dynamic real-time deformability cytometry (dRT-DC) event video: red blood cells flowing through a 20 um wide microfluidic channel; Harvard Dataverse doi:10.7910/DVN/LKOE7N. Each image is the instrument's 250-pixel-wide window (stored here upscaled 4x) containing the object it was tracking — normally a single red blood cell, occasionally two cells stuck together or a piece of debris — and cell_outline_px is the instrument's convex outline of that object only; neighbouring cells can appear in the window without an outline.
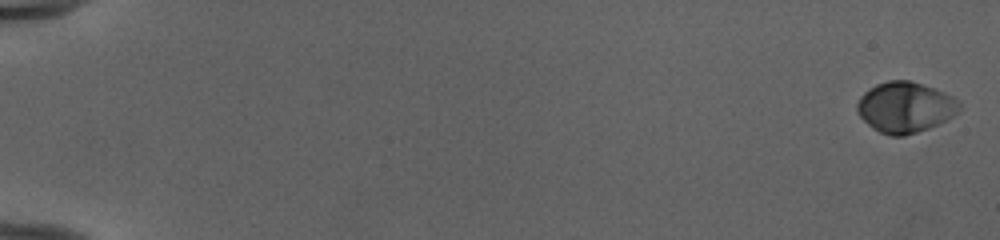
{"species": "human", "species_latin": "Homo sapiens", "temperature_condition": "cold", "stored_images_in_passage": 53, "camera_frame_rate_fps": 3000, "um_per_image_px": 0.085, "donor": {"sex": "female"}, "frame": {"image": 1, "passage_image": 1, "time_ms": 0.0, "image_size_px": [1000, 240], "cell_outline_px": [[960, 112], [928, 128], [904, 136], [892, 136], [880, 132], [868, 124], [856, 112], [856, 104], [860, 96], [868, 88], [876, 84], [888, 80], [908, 80], [944, 92], [952, 96], [960, 104]], "centroid_in_image_um": [76.9, 9.11], "position_along_channel_um": 8.1, "area_um2": 29.94}}
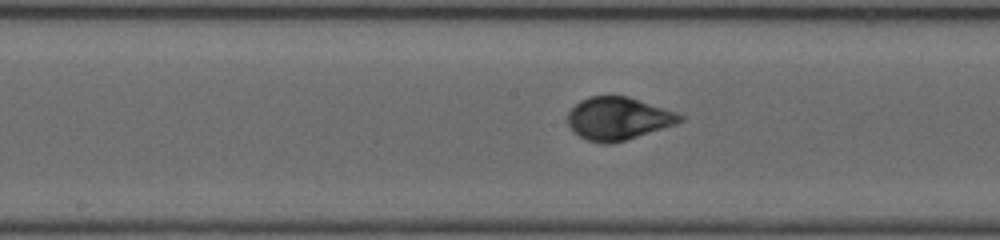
{"frame": {"image": 2, "passage_image": 30, "time_ms": 9.667, "image_size_px": [1000, 240], "cell_outline_px": [[684, 120], [676, 124], [624, 140], [608, 144], [604, 144], [588, 140], [572, 132], [568, 124], [568, 112], [580, 100], [588, 96], [628, 96], [676, 112], [684, 116]], "centroid_in_image_um": [52.53, 10.07], "position_along_channel_um": 195.7, "area_um2": 27.8}}
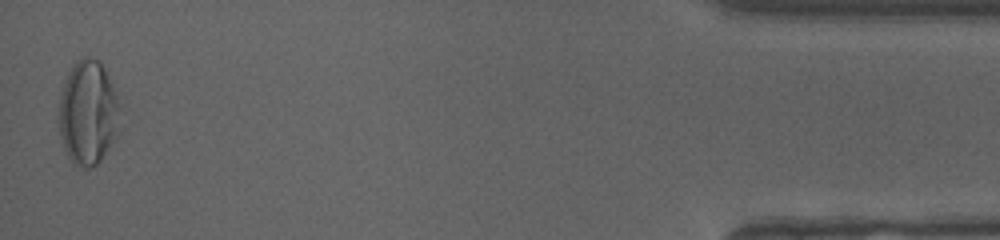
{"frame": {"image": 3, "passage_image": 53, "time_ms": 17.333, "image_size_px": [1000, 240], "cell_outline_px": [[124, 108], [120, 132], [100, 160], [96, 164], [88, 168], [84, 168], [76, 164], [68, 156], [64, 148], [60, 136], [60, 100], [64, 84], [68, 72], [76, 60], [84, 56], [88, 56], [96, 60], [104, 68]], "centroid_in_image_um": [7.56, 9.58], "position_along_channel_um": 427.6, "area_um2": 37.57}, "authors_computed_cell_mechanics": {"area_um2": 28.4376, "velocity_mm_per_s": 3.9848, "shape_relaxation_time_tau1_ms": 5.7074, "shape_relaxation_time_tau2_ms": null, "deformation_change_tau1": 0.1975, "deformation_change_tau2": null}}